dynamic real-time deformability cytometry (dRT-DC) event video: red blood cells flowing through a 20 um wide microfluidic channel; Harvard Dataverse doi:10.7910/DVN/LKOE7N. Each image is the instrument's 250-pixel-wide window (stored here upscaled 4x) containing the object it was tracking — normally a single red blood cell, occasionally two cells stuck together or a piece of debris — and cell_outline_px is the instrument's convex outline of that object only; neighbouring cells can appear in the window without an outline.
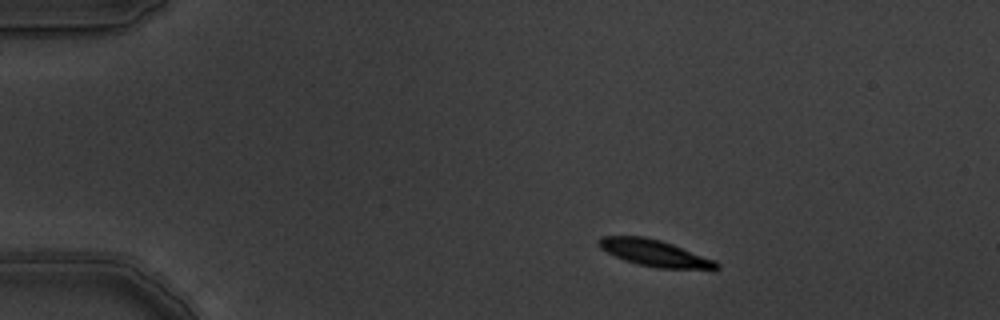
{"species": "common noctule bat (a hibernating species)", "species_latin": "Nyctalus noctula", "temperature_condition": "warm", "stored_images_in_passage": 3, "camera_frame_rate_fps": 3000, "um_per_image_px": 0.085, "animal": {"sex": "male", "body_mass_g": 19.5, "forearm_length_mm": 54.6}, "frame": {"image": 1, "passage_image": 1, "time_ms": 0.0, "image_size_px": [1000, 320], "cell_outline_px": [[720, 268], [656, 268], [636, 264], [624, 260], [600, 248], [596, 244], [596, 240], [600, 236], [644, 236], [660, 240], [672, 244], [716, 260], [720, 264]], "centroid_in_image_um": [55.58, 21.49], "position_along_channel_um": 29.4, "area_um2": 18.15}}